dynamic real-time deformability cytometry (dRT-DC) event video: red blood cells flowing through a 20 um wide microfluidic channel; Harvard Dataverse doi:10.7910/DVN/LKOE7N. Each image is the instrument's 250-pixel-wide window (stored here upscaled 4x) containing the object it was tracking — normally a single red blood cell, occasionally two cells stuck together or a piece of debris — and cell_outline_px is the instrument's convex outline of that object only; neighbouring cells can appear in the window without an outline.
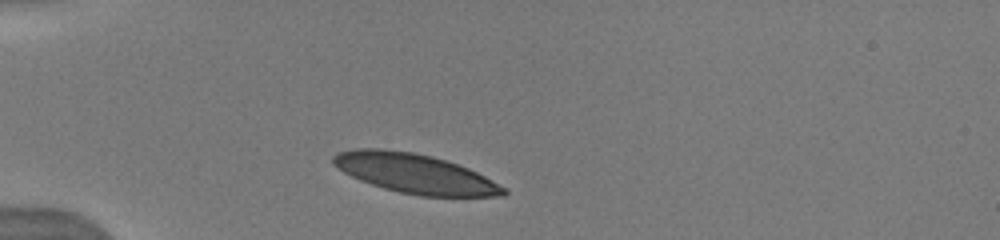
{"species": "human", "species_latin": "Homo sapiens", "temperature_condition": "warm", "stored_images_in_passage": 1, "camera_frame_rate_fps": 3000, "um_per_image_px": 0.085, "donor": {"sex": "male"}, "frame": {"image": 1, "passage_image": 1, "time_ms": 0.0, "image_size_px": [1000, 240], "cell_outline_px": [[508, 192], [504, 196], [420, 196], [400, 192], [384, 188], [360, 180], [344, 172], [332, 164], [332, 156], [336, 152], [352, 148], [380, 148], [412, 152], [432, 156], [468, 168], [484, 176], [504, 188]], "centroid_in_image_um": [35.2, 14.73], "position_along_channel_um": 49.8, "area_um2": 38.9}}